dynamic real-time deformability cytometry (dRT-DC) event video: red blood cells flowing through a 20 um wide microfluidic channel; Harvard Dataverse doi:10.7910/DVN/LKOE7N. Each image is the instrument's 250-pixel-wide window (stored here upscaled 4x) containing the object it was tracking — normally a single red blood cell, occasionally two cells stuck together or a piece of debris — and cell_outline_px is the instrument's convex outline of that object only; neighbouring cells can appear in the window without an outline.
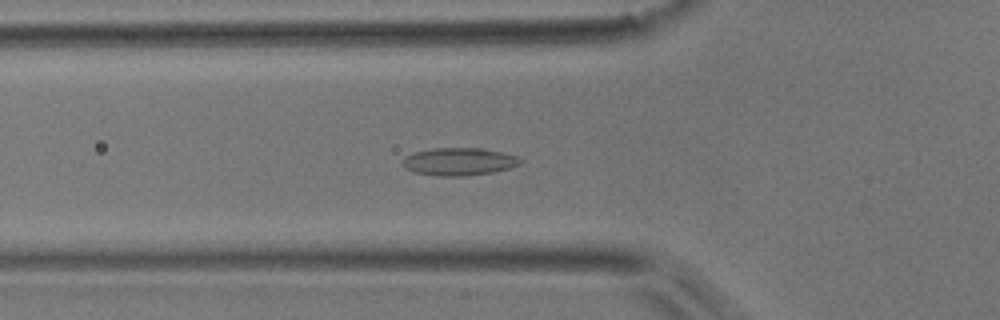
{"species": "common noctule bat (a hibernating species)", "species_latin": "Nyctalus noctula", "temperature_condition": "room temperature", "stored_images_in_passage": 37, "camera_frame_rate_fps": 3000, "um_per_image_px": 0.085, "animal": {"sex": "male", "body_mass_g": 17.9}, "frame": {"image": 1, "passage_image": 4, "time_ms": 1.0, "image_size_px": [1000, 320], "cell_outline_px": [[524, 160], [520, 164], [508, 168], [492, 172], [464, 176], [440, 176], [412, 172], [404, 168], [400, 164], [400, 160], [404, 156], [416, 152], [432, 148], [480, 148], [500, 152], [516, 156]], "centroid_in_image_um": [38.94, 13.74], "position_along_channel_um": 86.9, "area_um2": 19.07}}
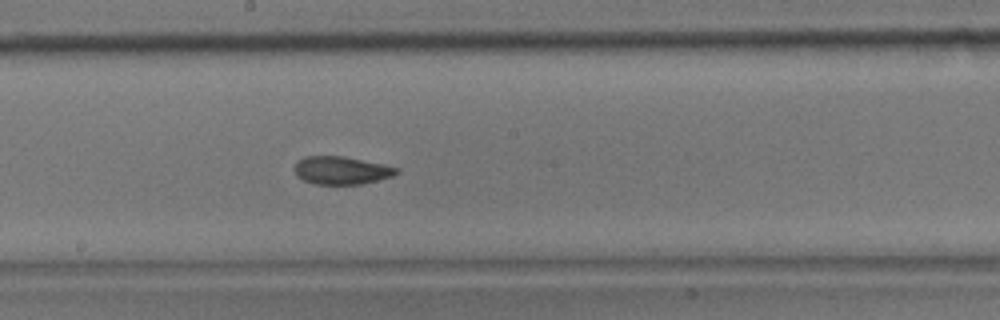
{"frame": {"image": 2, "passage_image": 14, "time_ms": 4.333, "image_size_px": [1000, 320], "cell_outline_px": [[400, 172], [392, 176], [360, 184], [316, 184], [304, 180], [296, 176], [296, 160], [304, 156], [344, 156], [384, 164], [400, 168]], "centroid_in_image_um": [29.03, 14.47], "position_along_channel_um": 219.2, "area_um2": 16.59}}
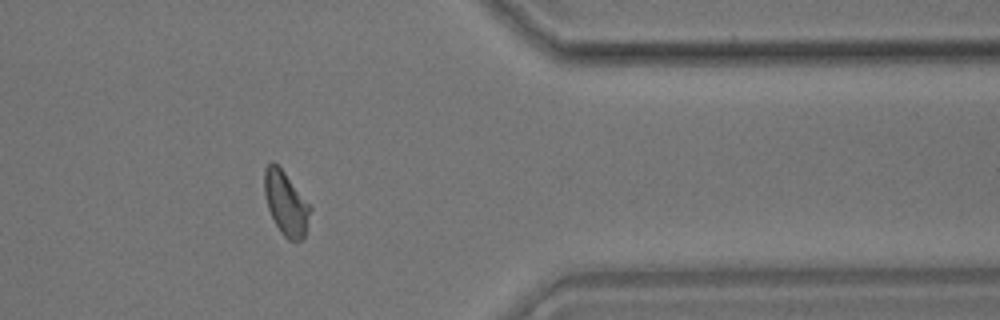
{"frame": {"image": 3, "passage_image": 28, "time_ms": 9.0, "image_size_px": [1000, 320], "cell_outline_px": [[312, 208], [304, 236], [300, 240], [288, 240], [280, 232], [268, 208], [264, 192], [264, 168], [272, 160], [284, 172], [312, 204]], "centroid_in_image_um": [24.32, 17.26], "position_along_channel_um": 387.1, "area_um2": 17.11}, "authors_computed_cell_mechanics": {"area_um2": 16.9932, "velocity_mm_per_s": 3.9563, "shape_relaxation_time_tau1_ms": null, "shape_relaxation_time_tau2_ms": 1.8696, "deformation_change_tau1": null, "deformation_change_tau2": 0.0854}}